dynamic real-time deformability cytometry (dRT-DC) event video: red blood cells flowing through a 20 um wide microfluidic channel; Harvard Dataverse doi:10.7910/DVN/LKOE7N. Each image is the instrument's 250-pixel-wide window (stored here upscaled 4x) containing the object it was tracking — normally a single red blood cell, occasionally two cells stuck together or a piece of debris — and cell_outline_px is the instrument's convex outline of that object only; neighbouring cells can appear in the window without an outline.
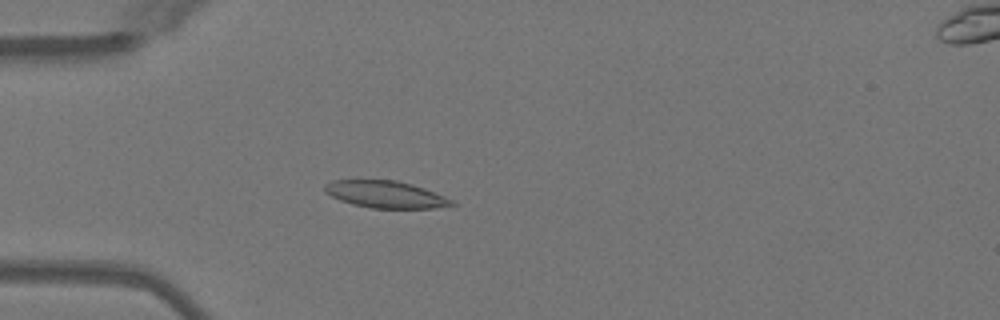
{"species": "Egyptian fruit bat (a non-hibernating species)", "species_latin": "Rousettus aegyptiacus", "temperature_condition": "warm", "stored_images_in_passage": 49, "camera_frame_rate_fps": 3000, "um_per_image_px": 0.085, "animal": {"sex": "female"}, "frame": {"image": 1, "passage_image": 13, "time_ms": 4.0, "image_size_px": [1000, 320], "cell_outline_px": [[456, 204], [436, 208], [372, 208], [352, 204], [340, 200], [324, 192], [324, 184], [332, 180], [396, 180], [412, 184], [424, 188], [444, 196], [452, 200]], "centroid_in_image_um": [32.75, 16.52], "position_along_channel_um": 52.3, "area_um2": 19.94}}
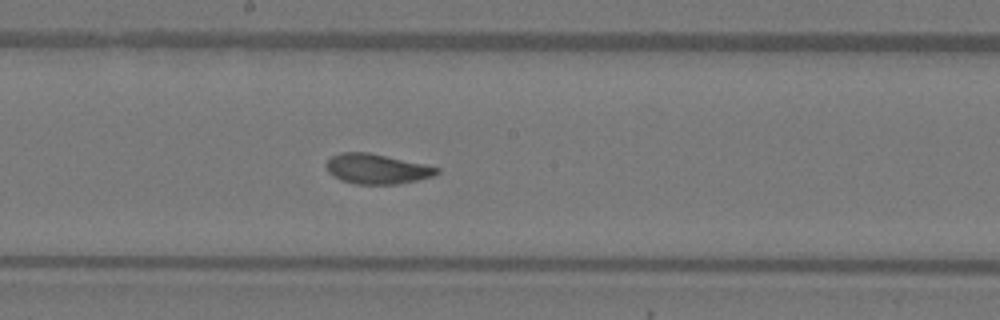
{"frame": {"image": 2, "passage_image": 26, "time_ms": 8.333, "image_size_px": [1000, 320], "cell_outline_px": [[440, 172], [432, 176], [416, 180], [396, 184], [356, 184], [340, 180], [332, 176], [328, 172], [324, 164], [332, 156], [340, 152], [368, 152], [424, 164], [440, 168]], "centroid_in_image_um": [31.98, 14.35], "position_along_channel_um": 216.2, "area_um2": 19.31}}
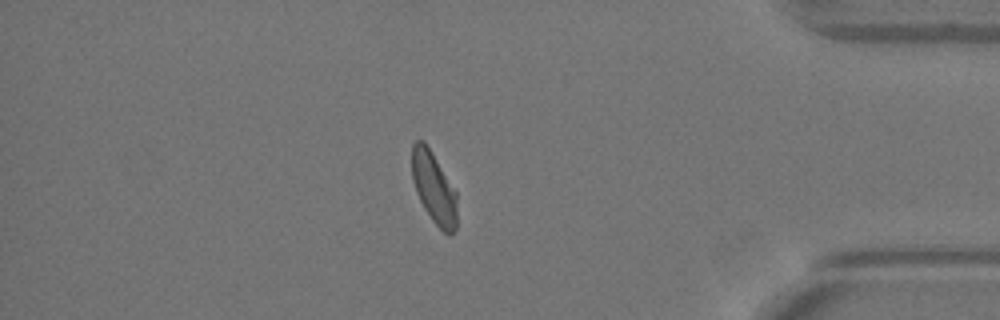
{"frame": {"image": 3, "passage_image": 42, "time_ms": 13.667, "image_size_px": [1000, 320], "cell_outline_px": [[456, 228], [452, 236], [448, 236], [432, 220], [424, 208], [416, 192], [412, 180], [412, 144], [416, 140], [424, 140], [432, 152], [456, 192]], "centroid_in_image_um": [36.87, 15.97], "position_along_channel_um": 398.3, "area_um2": 18.73}, "authors_computed_cell_mechanics": {"area_um2": 19.7098, "velocity_mm_per_s": 4.0245, "shape_relaxation_time_tau1_ms": 4.3128, "shape_relaxation_time_tau2_ms": 1.0695, "deformation_change_tau1": 0.1562, "deformation_change_tau2": 0.0624}}